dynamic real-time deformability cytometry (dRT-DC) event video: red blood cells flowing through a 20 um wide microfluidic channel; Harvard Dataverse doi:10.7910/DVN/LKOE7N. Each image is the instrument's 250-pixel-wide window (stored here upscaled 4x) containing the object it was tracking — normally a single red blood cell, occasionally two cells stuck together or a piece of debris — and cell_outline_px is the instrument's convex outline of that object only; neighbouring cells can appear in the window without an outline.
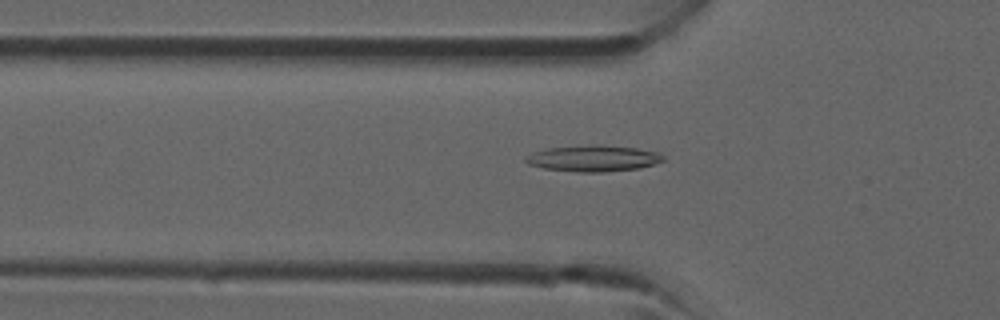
{"species": "common noctule bat (a hibernating species)", "species_latin": "Nyctalus noctula", "temperature_condition": "room temperature", "stored_images_in_passage": 32, "camera_frame_rate_fps": 3000, "um_per_image_px": 0.085, "animal": {"sex": "male", "forearm_length_mm": 52.5}, "frame": {"image": 1, "passage_image": 5, "time_ms": 1.333, "image_size_px": [1000, 320], "cell_outline_px": [[664, 160], [640, 168], [604, 172], [576, 172], [544, 168], [528, 164], [524, 160], [524, 156], [532, 152], [548, 148], [636, 148], [660, 152], [664, 156]], "centroid_in_image_um": [50.41, 13.52], "position_along_channel_um": 75.4, "area_um2": 19.83}}
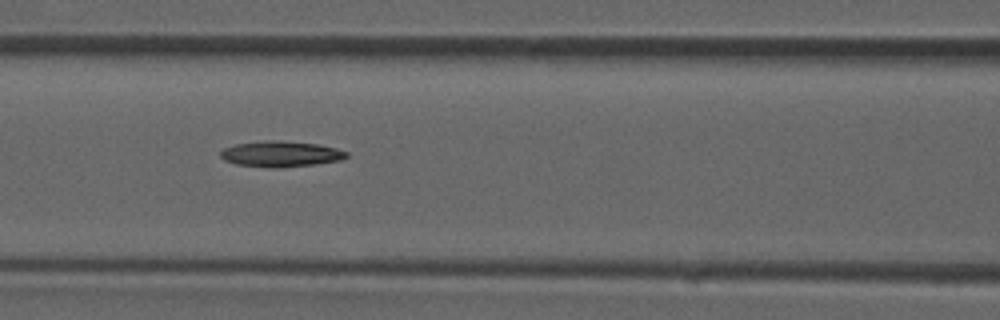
{"frame": {"image": 2, "passage_image": 9, "time_ms": 2.667, "image_size_px": [1000, 320], "cell_outline_px": [[348, 156], [340, 160], [316, 164], [276, 168], [268, 168], [236, 164], [224, 160], [220, 156], [220, 152], [224, 148], [236, 144], [264, 140], [276, 140], [316, 144], [336, 148], [348, 152]], "centroid_in_image_um": [23.84, 13.09], "position_along_channel_um": 142.8, "area_um2": 18.9}}
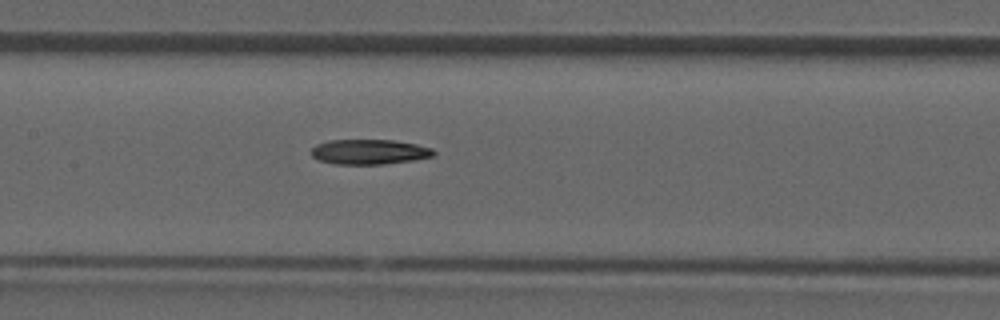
{"frame": {"image": 3, "passage_image": 11, "time_ms": 3.333, "image_size_px": [1000, 320], "cell_outline_px": [[436, 152], [432, 156], [412, 160], [384, 164], [336, 164], [320, 160], [312, 156], [312, 148], [316, 144], [328, 140], [392, 140], [416, 144], [432, 148]], "centroid_in_image_um": [31.38, 12.9], "position_along_channel_um": 176.0, "area_um2": 17.69}}